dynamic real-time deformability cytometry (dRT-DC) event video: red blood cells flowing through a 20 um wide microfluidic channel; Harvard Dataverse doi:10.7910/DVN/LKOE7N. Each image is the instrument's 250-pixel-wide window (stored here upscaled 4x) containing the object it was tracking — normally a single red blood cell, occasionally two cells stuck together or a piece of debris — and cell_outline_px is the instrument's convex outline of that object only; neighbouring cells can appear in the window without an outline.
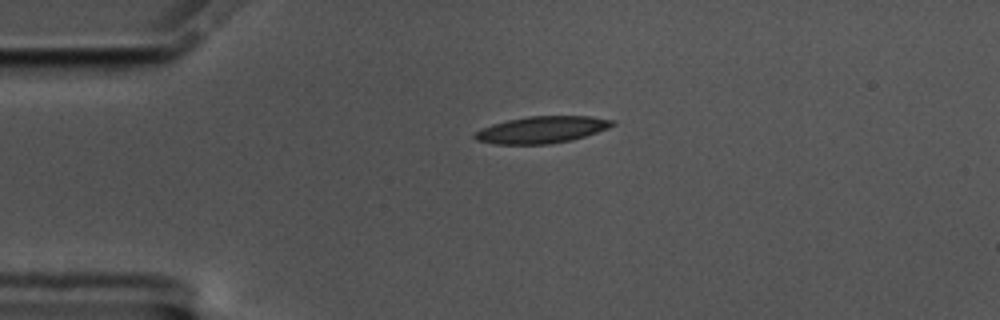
{"species": "common noctule bat (a hibernating species)", "species_latin": "Nyctalus noctula", "temperature_condition": "cold", "stored_images_in_passage": 46, "camera_frame_rate_fps": 3000, "um_per_image_px": 0.085, "animal": {"sex": "male", "body_mass_g": 17.5, "forearm_length_mm": 52.3}, "frame": {"image": 1, "passage_image": 1, "time_ms": 0.0, "image_size_px": [1000, 320], "cell_outline_px": [[616, 124], [608, 128], [572, 140], [548, 144], [492, 144], [476, 140], [472, 136], [476, 132], [492, 124], [508, 120], [528, 116], [592, 116], [616, 120]], "centroid_in_image_um": [46.07, 11.02], "position_along_channel_um": 38.9, "area_um2": 21.5}}
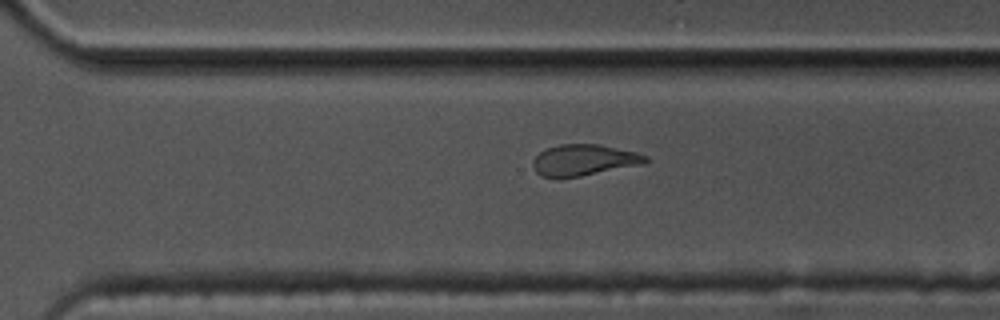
{"frame": {"image": 2, "passage_image": 28, "time_ms": 9.0, "image_size_px": [1000, 320], "cell_outline_px": [[648, 160], [644, 164], [560, 180], [556, 180], [540, 176], [536, 172], [532, 164], [532, 160], [540, 152], [548, 148], [560, 144], [600, 144], [636, 152], [648, 156]], "centroid_in_image_um": [49.59, 13.63], "position_along_channel_um": 321.0, "area_um2": 20.92}}
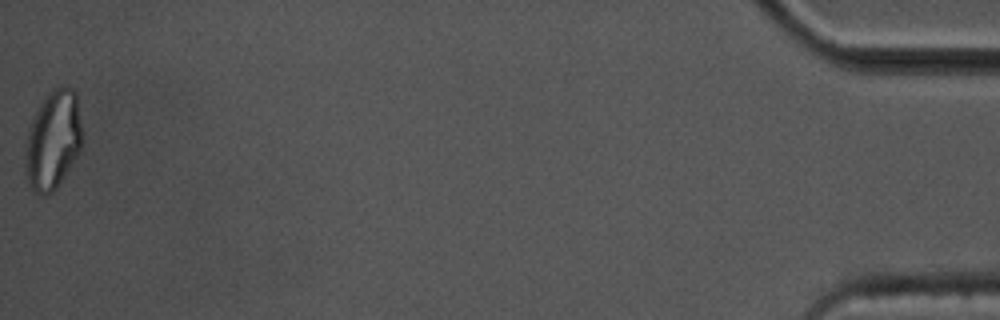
{"frame": {"image": 3, "passage_image": 46, "time_ms": 15.0, "image_size_px": [1000, 320], "cell_outline_px": [[80, 152], [56, 188], [52, 192], [44, 196], [40, 196], [32, 192], [24, 172], [24, 152], [28, 128], [40, 104], [48, 92], [52, 88], [68, 84], [76, 92], [80, 124]], "centroid_in_image_um": [4.46, 11.93], "position_along_channel_um": 430.7, "area_um2": 33.06}, "authors_computed_cell_mechanics": {"area_um2": 21.675, "velocity_mm_per_s": 3.451, "shape_relaxation_time_tau1_ms": null, "shape_relaxation_time_tau2_ms": 5.0483, "deformation_change_tau1": null, "deformation_change_tau2": 0.1309}}